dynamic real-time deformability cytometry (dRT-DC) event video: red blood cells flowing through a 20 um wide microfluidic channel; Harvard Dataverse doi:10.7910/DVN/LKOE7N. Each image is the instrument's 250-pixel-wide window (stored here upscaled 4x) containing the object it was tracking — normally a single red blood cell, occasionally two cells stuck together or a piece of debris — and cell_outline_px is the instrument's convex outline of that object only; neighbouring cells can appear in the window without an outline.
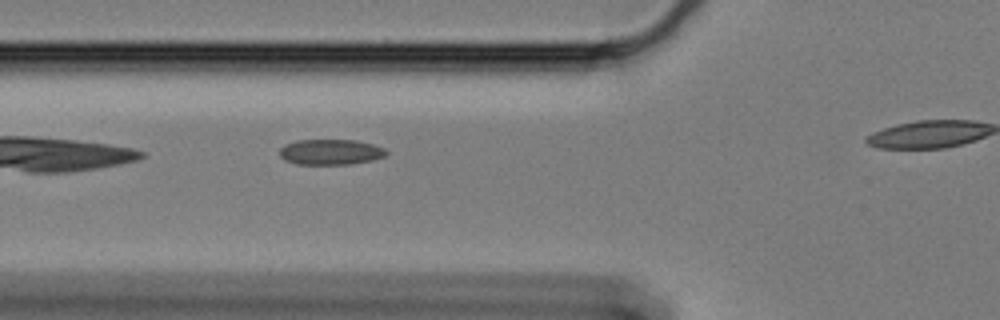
{"species": "Egyptian fruit bat (a non-hibernating species)", "species_latin": "Rousettus aegyptiacus", "temperature_condition": "cold", "stored_images_in_passage": 31, "camera_frame_rate_fps": 3000, "um_per_image_px": 0.085, "animal": {"sex": "female"}, "frame": {"image": 1, "passage_image": 3, "time_ms": 0.667, "image_size_px": [1000, 320], "cell_outline_px": [[388, 152], [384, 156], [372, 160], [348, 164], [296, 164], [284, 160], [280, 156], [280, 148], [284, 144], [296, 140], [356, 140], [372, 144], [384, 148]], "centroid_in_image_um": [28.07, 12.91], "position_along_channel_um": 97.7, "area_um2": 15.84}}
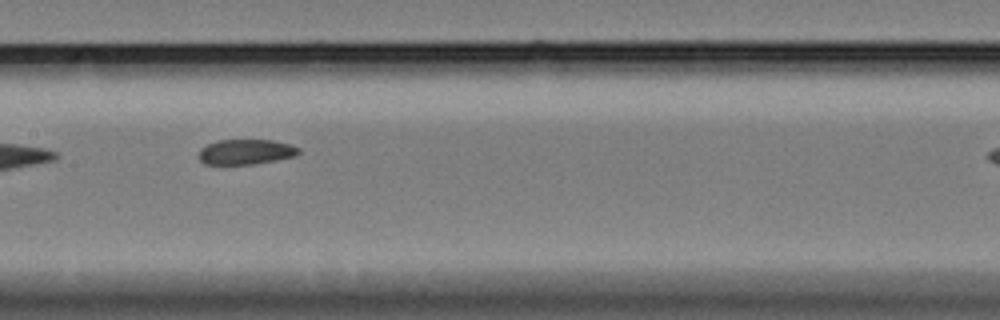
{"frame": {"image": 2, "passage_image": 11, "time_ms": 3.333, "image_size_px": [1000, 320], "cell_outline_px": [[300, 152], [296, 156], [276, 160], [252, 164], [204, 164], [196, 156], [200, 148], [216, 140], [272, 140], [288, 144], [300, 148]], "centroid_in_image_um": [20.85, 12.91], "position_along_channel_um": 186.5, "area_um2": 14.74}}
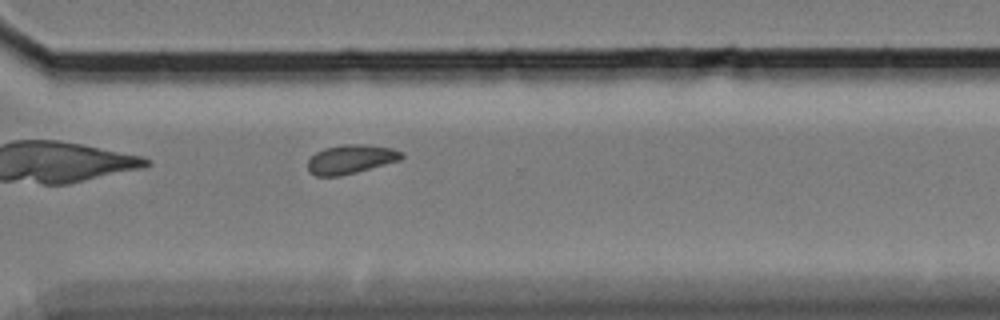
{"frame": {"image": 3, "passage_image": 25, "time_ms": 8.0, "image_size_px": [1000, 320], "cell_outline_px": [[404, 156], [400, 160], [356, 172], [340, 176], [316, 176], [308, 172], [308, 160], [316, 152], [324, 148], [344, 144], [364, 144], [392, 148], [400, 152]], "centroid_in_image_um": [29.78, 13.53], "position_along_channel_um": 340.8, "area_um2": 15.78}}